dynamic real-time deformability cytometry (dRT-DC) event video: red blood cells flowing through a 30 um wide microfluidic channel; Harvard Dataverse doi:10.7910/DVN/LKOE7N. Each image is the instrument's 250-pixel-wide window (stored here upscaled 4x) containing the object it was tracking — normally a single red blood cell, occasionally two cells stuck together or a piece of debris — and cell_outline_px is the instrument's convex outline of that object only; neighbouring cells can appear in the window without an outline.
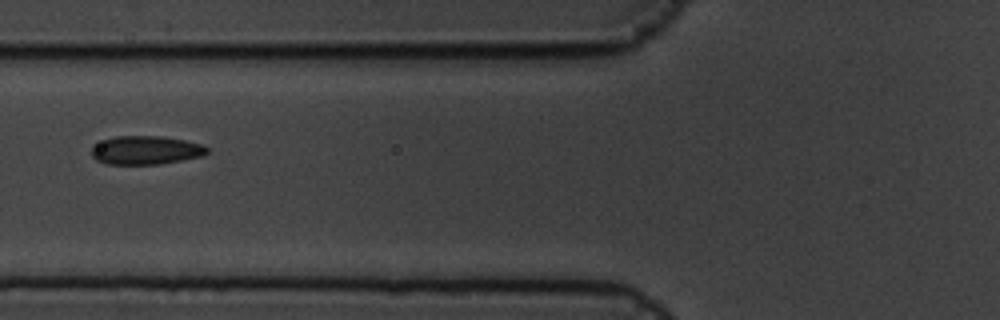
{"species": "common noctule bat (a hibernating species)", "species_latin": "Nyctalus noctula", "temperature_condition": "cold", "stored_images_in_passage": 9, "camera_frame_rate_fps": 3000, "um_per_image_px": 0.085, "animal": {"sex": "male", "body_mass_g": 19.5, "forearm_length_mm": 54.6}, "frame": {"image": 1, "passage_image": 8, "time_ms": 2.333, "image_size_px": [1000, 320], "cell_outline_px": [[208, 152], [204, 156], [160, 164], [108, 164], [96, 160], [92, 156], [92, 148], [104, 140], [116, 136], [160, 136], [184, 140], [200, 144], [208, 148]], "centroid_in_image_um": [12.42, 12.77], "position_along_channel_um": 113.4, "area_um2": 19.07}}
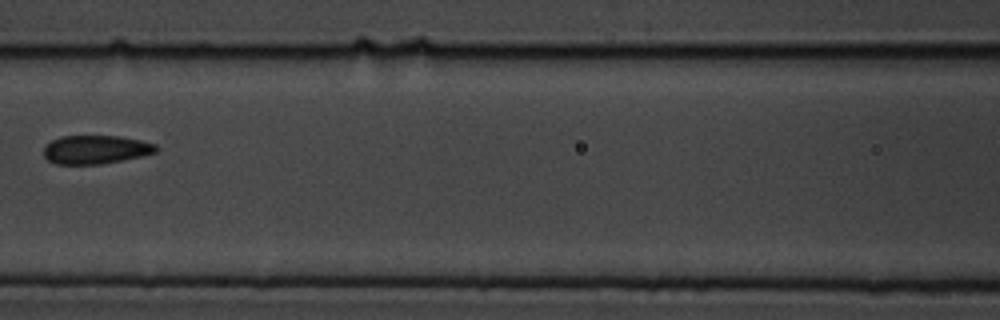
{"frame": {"image": 2, "passage_image": 9, "time_ms": 2.667, "image_size_px": [1000, 320], "cell_outline_px": [[160, 148], [156, 152], [140, 156], [100, 164], [56, 164], [48, 160], [44, 156], [44, 144], [60, 136], [120, 136], [140, 140], [156, 144]], "centroid_in_image_um": [8.11, 12.7], "position_along_channel_um": 158.5, "area_um2": 18.73}}